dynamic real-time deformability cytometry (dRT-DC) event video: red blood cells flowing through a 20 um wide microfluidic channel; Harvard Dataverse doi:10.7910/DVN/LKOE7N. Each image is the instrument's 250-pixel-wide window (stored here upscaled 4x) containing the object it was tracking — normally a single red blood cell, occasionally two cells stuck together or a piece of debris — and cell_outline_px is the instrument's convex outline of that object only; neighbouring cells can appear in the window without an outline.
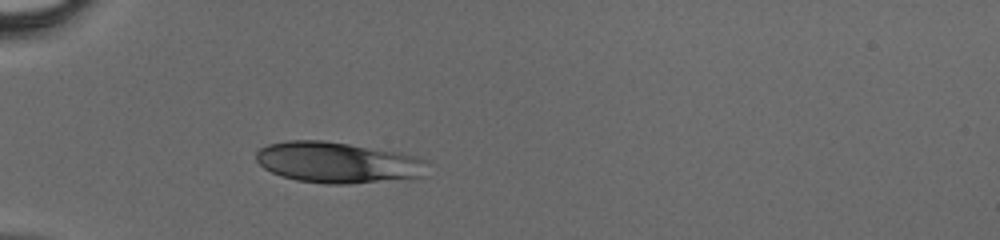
{"species": "human", "species_latin": "Homo sapiens", "temperature_condition": "cold", "stored_images_in_passage": 32, "camera_frame_rate_fps": 3000, "um_per_image_px": 0.085, "donor": {"sex": "male"}, "frame": {"image": 1, "passage_image": 1, "time_ms": 0.0, "image_size_px": [1000, 240], "cell_outline_px": [[428, 160], [420, 176], [412, 180], [348, 184], [324, 184], [296, 180], [280, 176], [264, 168], [256, 160], [256, 152], [260, 148], [268, 144], [288, 140], [324, 140], [400, 152], [420, 156]], "centroid_in_image_um": [28.74, 13.82], "position_along_channel_um": 56.3, "area_um2": 41.56}}
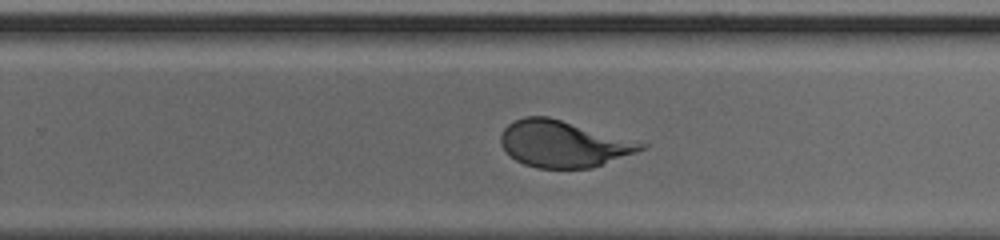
{"frame": {"image": 2, "passage_image": 17, "time_ms": 5.333, "image_size_px": [1000, 240], "cell_outline_px": [[648, 148], [592, 168], [536, 168], [524, 164], [516, 160], [500, 144], [500, 136], [504, 128], [508, 124], [524, 116], [548, 116], [648, 144]], "centroid_in_image_um": [47.89, 12.23], "position_along_channel_um": 281.9, "area_um2": 37.86}}
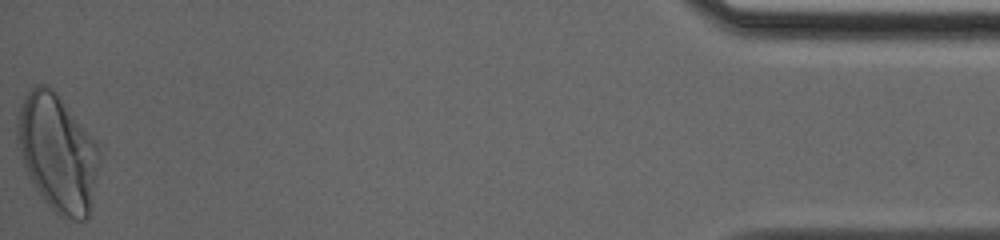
{"frame": {"image": 3, "passage_image": 32, "time_ms": 10.333, "image_size_px": [1000, 240], "cell_outline_px": [[100, 160], [88, 216], [84, 220], [72, 220], [60, 216], [44, 200], [36, 188], [24, 168], [16, 140], [16, 120], [24, 96], [32, 88], [40, 84], [48, 84], [56, 92], [96, 144], [100, 152]], "centroid_in_image_um": [4.85, 12.99], "position_along_channel_um": 430.3, "area_um2": 55.31}}